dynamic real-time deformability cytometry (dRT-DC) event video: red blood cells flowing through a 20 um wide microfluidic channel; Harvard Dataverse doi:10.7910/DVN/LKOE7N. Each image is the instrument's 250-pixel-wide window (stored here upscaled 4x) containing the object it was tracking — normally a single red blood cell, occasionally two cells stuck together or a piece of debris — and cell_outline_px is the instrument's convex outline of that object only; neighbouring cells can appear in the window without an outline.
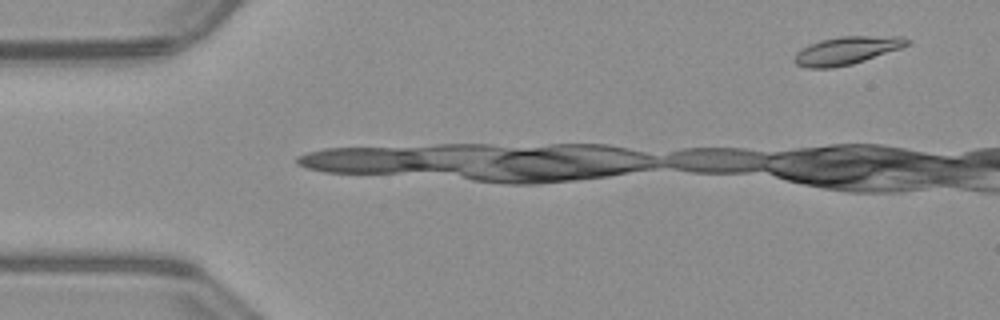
{"species": "common noctule bat (a hibernating species)", "species_latin": "Nyctalus noctula", "temperature_condition": "warm", "stored_images_in_passage": 5, "camera_frame_rate_fps": 3000, "um_per_image_px": 0.085, "animal": {"sex": "male", "body_mass_g": 23.1, "forearm_length_mm": 52.7}, "frame": {"image": 1, "passage_image": 1, "time_ms": 0.0, "image_size_px": [1000, 320], "cell_outline_px": [[912, 40], [908, 44], [900, 48], [852, 64], [832, 68], [808, 68], [796, 64], [792, 60], [796, 52], [800, 48], [808, 44], [820, 40], [840, 36], [904, 36]], "centroid_in_image_um": [71.93, 4.28], "position_along_channel_um": 13.1, "area_um2": 18.44}}